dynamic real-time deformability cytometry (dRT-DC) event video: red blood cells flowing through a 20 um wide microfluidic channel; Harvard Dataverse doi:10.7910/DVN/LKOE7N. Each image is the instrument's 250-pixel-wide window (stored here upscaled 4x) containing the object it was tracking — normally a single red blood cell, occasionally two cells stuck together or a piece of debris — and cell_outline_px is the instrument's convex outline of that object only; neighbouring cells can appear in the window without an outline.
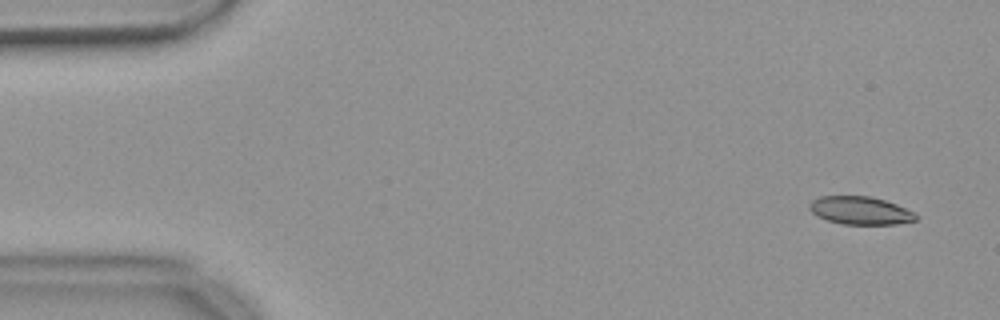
{"species": "common noctule bat (a hibernating species)", "species_latin": "Nyctalus noctula", "temperature_condition": "warm", "stored_images_in_passage": 55, "camera_frame_rate_fps": 3000, "um_per_image_px": 0.085, "animal": {"sex": "female", "body_mass_g": 18.4}, "frame": {"image": 1, "passage_image": 3, "time_ms": 0.667, "image_size_px": [1000, 320], "cell_outline_px": [[920, 216], [916, 220], [896, 224], [844, 224], [828, 220], [816, 216], [808, 208], [808, 204], [812, 200], [820, 196], [872, 196], [896, 204]], "centroid_in_image_um": [73.1, 17.89], "position_along_channel_um": 11.9, "area_um2": 17.34}}
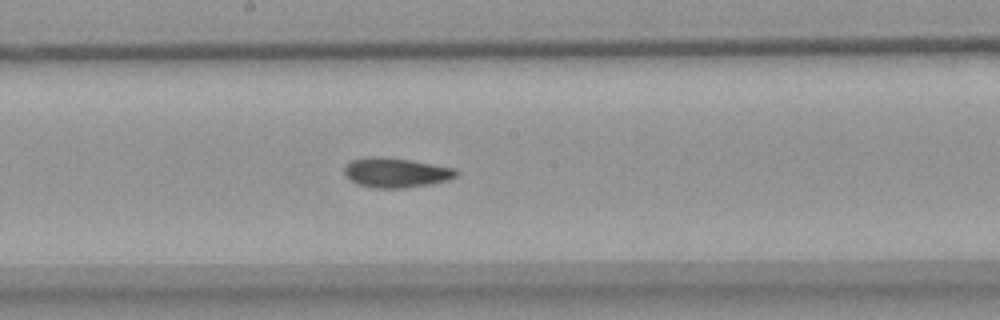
{"frame": {"image": 2, "passage_image": 29, "time_ms": 9.333, "image_size_px": [1000, 320], "cell_outline_px": [[460, 172], [456, 176], [448, 180], [432, 184], [404, 188], [372, 188], [356, 184], [344, 176], [344, 168], [352, 160], [372, 156], [408, 160], [456, 168]], "centroid_in_image_um": [33.66, 14.69], "position_along_channel_um": 214.5, "area_um2": 19.36}}
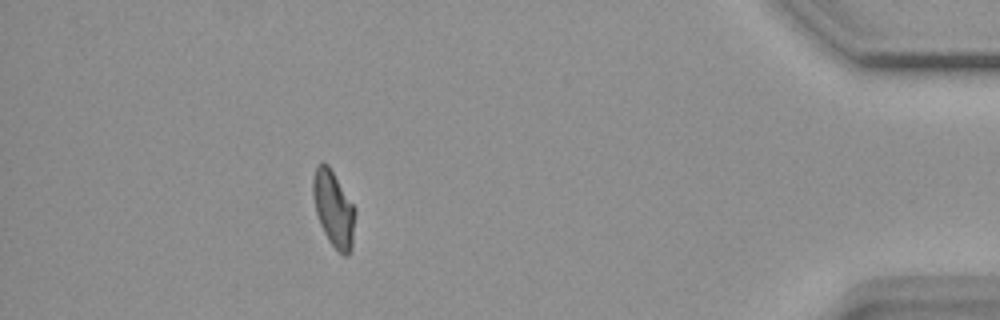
{"frame": {"image": 3, "passage_image": 49, "time_ms": 16.0, "image_size_px": [1000, 320], "cell_outline_px": [[356, 212], [352, 248], [348, 256], [344, 256], [328, 240], [320, 224], [316, 212], [312, 196], [312, 180], [316, 164], [328, 164], [356, 208]], "centroid_in_image_um": [28.36, 17.75], "position_along_channel_um": 406.8, "area_um2": 18.79}, "authors_computed_cell_mechanics": {"area_um2": 18.7272, "velocity_mm_per_s": 3.6833, "shape_relaxation_time_tau1_ms": null, "shape_relaxation_time_tau2_ms": 3.0282, "deformation_change_tau1": null, "deformation_change_tau2": 0.0871}}